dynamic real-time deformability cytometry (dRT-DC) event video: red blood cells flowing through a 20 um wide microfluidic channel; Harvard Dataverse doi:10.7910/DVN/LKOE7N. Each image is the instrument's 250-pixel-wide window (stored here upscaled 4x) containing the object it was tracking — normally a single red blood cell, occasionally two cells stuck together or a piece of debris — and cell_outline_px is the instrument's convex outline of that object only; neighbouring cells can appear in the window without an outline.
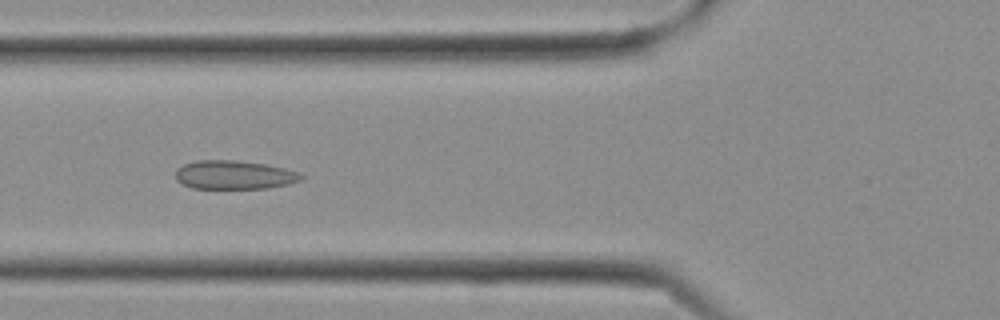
{"species": "Egyptian fruit bat (a non-hibernating species)", "species_latin": "Rousettus aegyptiacus", "temperature_condition": "cold", "stored_images_in_passage": 28, "camera_frame_rate_fps": 3000, "um_per_image_px": 0.085, "frame": {"image": 1, "passage_image": 9, "time_ms": 2.667, "image_size_px": [1000, 320], "cell_outline_px": [[304, 176], [300, 180], [288, 184], [268, 188], [192, 188], [180, 184], [176, 180], [176, 168], [184, 164], [196, 160], [236, 160], [264, 164], [284, 168], [300, 172]], "centroid_in_image_um": [19.88, 14.86], "position_along_channel_um": 105.9, "area_um2": 21.1}}
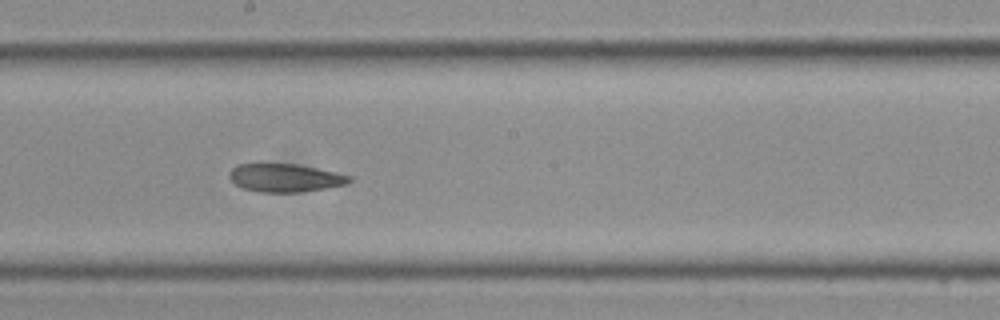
{"frame": {"image": 2, "passage_image": 14, "time_ms": 4.333, "image_size_px": [1000, 320], "cell_outline_px": [[352, 180], [348, 184], [300, 192], [260, 192], [244, 188], [236, 184], [228, 176], [232, 168], [236, 164], [256, 160], [260, 160], [296, 164], [336, 172], [352, 176]], "centroid_in_image_um": [24.17, 15.05], "position_along_channel_um": 224.0, "area_um2": 20.46}}
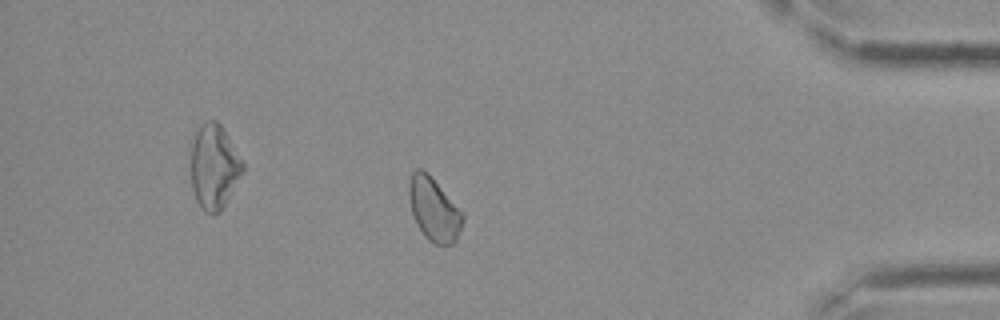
{"frame": {"image": 3, "passage_image": 23, "time_ms": 7.333, "image_size_px": [1000, 320], "cell_outline_px": [[464, 220], [456, 240], [452, 244], [432, 244], [424, 236], [416, 224], [412, 212], [408, 192], [408, 184], [412, 172], [416, 168], [420, 168], [428, 172], [432, 176], [464, 212]], "centroid_in_image_um": [36.89, 17.77], "position_along_channel_um": 398.3, "area_um2": 20.23}}